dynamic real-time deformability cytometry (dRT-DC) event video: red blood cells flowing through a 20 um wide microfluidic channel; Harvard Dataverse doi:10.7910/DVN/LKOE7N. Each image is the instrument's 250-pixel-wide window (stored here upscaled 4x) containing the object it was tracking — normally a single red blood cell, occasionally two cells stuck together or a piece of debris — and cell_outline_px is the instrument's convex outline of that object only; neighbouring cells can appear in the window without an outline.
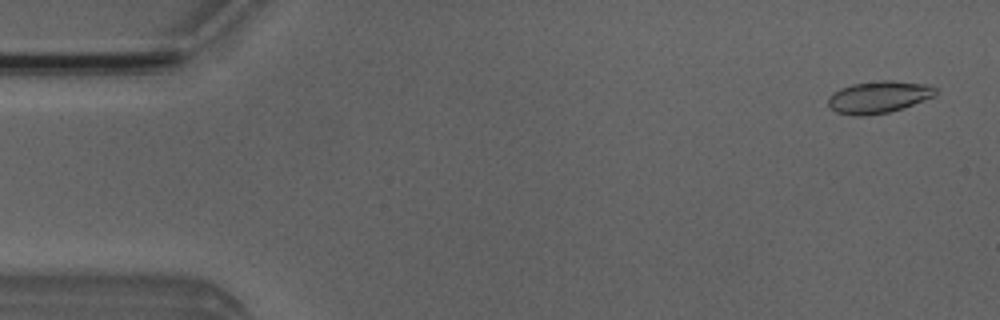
{"species": "Egyptian fruit bat (a non-hibernating species)", "species_latin": "Rousettus aegyptiacus", "temperature_condition": "room temperature", "stored_images_in_passage": 7, "camera_frame_rate_fps": 3000, "um_per_image_px": 0.085, "animal": {"sex": "male"}, "frame": {"image": 1, "passage_image": 1, "time_ms": 0.0, "image_size_px": [1000, 320], "cell_outline_px": [[936, 96], [888, 112], [864, 116], [856, 116], [836, 112], [828, 104], [828, 100], [832, 92], [840, 88], [852, 84], [880, 80], [892, 80], [928, 84], [936, 88]], "centroid_in_image_um": [74.68, 8.23], "position_along_channel_um": 10.3, "area_um2": 20.0}}